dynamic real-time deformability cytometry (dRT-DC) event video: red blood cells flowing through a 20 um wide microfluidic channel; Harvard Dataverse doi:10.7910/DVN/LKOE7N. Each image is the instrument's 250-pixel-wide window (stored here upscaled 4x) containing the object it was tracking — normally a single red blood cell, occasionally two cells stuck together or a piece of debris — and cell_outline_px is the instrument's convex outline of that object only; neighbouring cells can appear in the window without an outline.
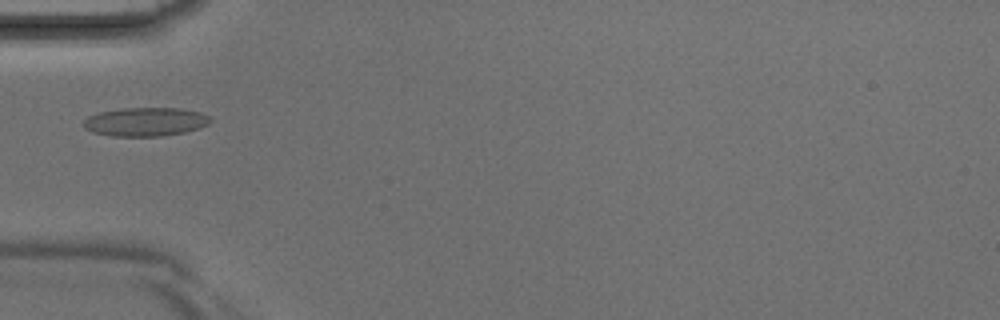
{"species": "Egyptian fruit bat (a non-hibernating species)", "species_latin": "Rousettus aegyptiacus", "temperature_condition": "room temperature", "stored_images_in_passage": 5, "camera_frame_rate_fps": 3000, "um_per_image_px": 0.085, "animal": {"sex": "male"}, "frame": {"image": 1, "passage_image": 5, "time_ms": 1.333, "image_size_px": [1000, 320], "cell_outline_px": [[212, 120], [208, 124], [200, 128], [184, 132], [160, 136], [112, 136], [92, 132], [84, 128], [84, 120], [88, 116], [100, 112], [120, 108], [180, 108], [200, 112], [208, 116]], "centroid_in_image_um": [12.36, 10.35], "position_along_channel_um": 72.6, "area_um2": 21.21}}